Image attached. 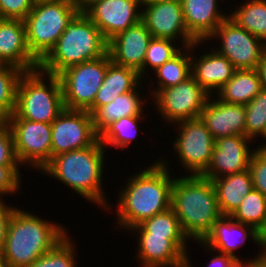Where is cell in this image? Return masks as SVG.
Instances as JSON below:
<instances>
[{"instance_id": "18", "label": "cell", "mask_w": 266, "mask_h": 267, "mask_svg": "<svg viewBox=\"0 0 266 267\" xmlns=\"http://www.w3.org/2000/svg\"><path fill=\"white\" fill-rule=\"evenodd\" d=\"M247 239L254 240V244H258V231L253 226L238 222L231 216H221L213 224L205 238L202 241H197V243L204 248L206 247L205 250L210 251L212 255L217 252L224 253L246 266L245 260L234 254V251L237 248L239 250Z\"/></svg>"}, {"instance_id": "35", "label": "cell", "mask_w": 266, "mask_h": 267, "mask_svg": "<svg viewBox=\"0 0 266 267\" xmlns=\"http://www.w3.org/2000/svg\"><path fill=\"white\" fill-rule=\"evenodd\" d=\"M176 41L166 38L152 37L149 42L143 67L138 71L142 79L145 80V74L148 75L147 67L149 66L151 72L162 66L166 61L175 56L182 47H176Z\"/></svg>"}, {"instance_id": "5", "label": "cell", "mask_w": 266, "mask_h": 267, "mask_svg": "<svg viewBox=\"0 0 266 267\" xmlns=\"http://www.w3.org/2000/svg\"><path fill=\"white\" fill-rule=\"evenodd\" d=\"M107 53L108 41L86 14L79 11L55 46L39 62V69L58 75L70 66L101 58Z\"/></svg>"}, {"instance_id": "25", "label": "cell", "mask_w": 266, "mask_h": 267, "mask_svg": "<svg viewBox=\"0 0 266 267\" xmlns=\"http://www.w3.org/2000/svg\"><path fill=\"white\" fill-rule=\"evenodd\" d=\"M140 88L144 87L140 84L135 90L117 96L112 102L99 107L92 114L93 128L98 135L112 122L122 117L143 115L145 118L143 114L145 105L140 96Z\"/></svg>"}, {"instance_id": "34", "label": "cell", "mask_w": 266, "mask_h": 267, "mask_svg": "<svg viewBox=\"0 0 266 267\" xmlns=\"http://www.w3.org/2000/svg\"><path fill=\"white\" fill-rule=\"evenodd\" d=\"M245 136L252 140L266 137V90L262 89L245 105Z\"/></svg>"}, {"instance_id": "11", "label": "cell", "mask_w": 266, "mask_h": 267, "mask_svg": "<svg viewBox=\"0 0 266 267\" xmlns=\"http://www.w3.org/2000/svg\"><path fill=\"white\" fill-rule=\"evenodd\" d=\"M212 39L220 41V47L215 50L225 56L236 70L257 69L266 51V43L262 39L248 33L229 18L215 29L207 41Z\"/></svg>"}, {"instance_id": "12", "label": "cell", "mask_w": 266, "mask_h": 267, "mask_svg": "<svg viewBox=\"0 0 266 267\" xmlns=\"http://www.w3.org/2000/svg\"><path fill=\"white\" fill-rule=\"evenodd\" d=\"M15 152L21 165L41 171L51 161V124L8 117Z\"/></svg>"}, {"instance_id": "29", "label": "cell", "mask_w": 266, "mask_h": 267, "mask_svg": "<svg viewBox=\"0 0 266 267\" xmlns=\"http://www.w3.org/2000/svg\"><path fill=\"white\" fill-rule=\"evenodd\" d=\"M228 18L266 43V0H245Z\"/></svg>"}, {"instance_id": "4", "label": "cell", "mask_w": 266, "mask_h": 267, "mask_svg": "<svg viewBox=\"0 0 266 267\" xmlns=\"http://www.w3.org/2000/svg\"><path fill=\"white\" fill-rule=\"evenodd\" d=\"M67 231L63 225L16 207L0 255L11 267H28L63 240Z\"/></svg>"}, {"instance_id": "21", "label": "cell", "mask_w": 266, "mask_h": 267, "mask_svg": "<svg viewBox=\"0 0 266 267\" xmlns=\"http://www.w3.org/2000/svg\"><path fill=\"white\" fill-rule=\"evenodd\" d=\"M207 41H196L190 46L191 52V76L210 95L216 94L233 76L236 70L232 63L215 48L211 52L195 57L194 49ZM192 50V51H191ZM193 52V53H192ZM194 54V55H193Z\"/></svg>"}, {"instance_id": "48", "label": "cell", "mask_w": 266, "mask_h": 267, "mask_svg": "<svg viewBox=\"0 0 266 267\" xmlns=\"http://www.w3.org/2000/svg\"><path fill=\"white\" fill-rule=\"evenodd\" d=\"M143 2H156V3H170V2H175V3H181L182 0H143Z\"/></svg>"}, {"instance_id": "14", "label": "cell", "mask_w": 266, "mask_h": 267, "mask_svg": "<svg viewBox=\"0 0 266 267\" xmlns=\"http://www.w3.org/2000/svg\"><path fill=\"white\" fill-rule=\"evenodd\" d=\"M143 0H102L92 3L84 13L109 41L141 21Z\"/></svg>"}, {"instance_id": "41", "label": "cell", "mask_w": 266, "mask_h": 267, "mask_svg": "<svg viewBox=\"0 0 266 267\" xmlns=\"http://www.w3.org/2000/svg\"><path fill=\"white\" fill-rule=\"evenodd\" d=\"M4 197H0V252L3 250L5 245V239L7 234V228L11 216L15 211V207L11 205H6L2 201Z\"/></svg>"}, {"instance_id": "10", "label": "cell", "mask_w": 266, "mask_h": 267, "mask_svg": "<svg viewBox=\"0 0 266 267\" xmlns=\"http://www.w3.org/2000/svg\"><path fill=\"white\" fill-rule=\"evenodd\" d=\"M174 125L178 136L173 151L178 154L179 164L182 163L188 175H203L211 163L215 139L200 118Z\"/></svg>"}, {"instance_id": "36", "label": "cell", "mask_w": 266, "mask_h": 267, "mask_svg": "<svg viewBox=\"0 0 266 267\" xmlns=\"http://www.w3.org/2000/svg\"><path fill=\"white\" fill-rule=\"evenodd\" d=\"M69 238L70 236L67 235L53 249L40 256L28 267H76V245Z\"/></svg>"}, {"instance_id": "32", "label": "cell", "mask_w": 266, "mask_h": 267, "mask_svg": "<svg viewBox=\"0 0 266 267\" xmlns=\"http://www.w3.org/2000/svg\"><path fill=\"white\" fill-rule=\"evenodd\" d=\"M231 217L259 231L266 222V197L260 191L252 189Z\"/></svg>"}, {"instance_id": "8", "label": "cell", "mask_w": 266, "mask_h": 267, "mask_svg": "<svg viewBox=\"0 0 266 267\" xmlns=\"http://www.w3.org/2000/svg\"><path fill=\"white\" fill-rule=\"evenodd\" d=\"M110 55L76 64L58 74L62 86L64 106L67 109L87 110L101 87Z\"/></svg>"}, {"instance_id": "39", "label": "cell", "mask_w": 266, "mask_h": 267, "mask_svg": "<svg viewBox=\"0 0 266 267\" xmlns=\"http://www.w3.org/2000/svg\"><path fill=\"white\" fill-rule=\"evenodd\" d=\"M19 165H0V197L14 195L21 188Z\"/></svg>"}, {"instance_id": "40", "label": "cell", "mask_w": 266, "mask_h": 267, "mask_svg": "<svg viewBox=\"0 0 266 267\" xmlns=\"http://www.w3.org/2000/svg\"><path fill=\"white\" fill-rule=\"evenodd\" d=\"M34 2L35 0H0V18L24 20Z\"/></svg>"}, {"instance_id": "38", "label": "cell", "mask_w": 266, "mask_h": 267, "mask_svg": "<svg viewBox=\"0 0 266 267\" xmlns=\"http://www.w3.org/2000/svg\"><path fill=\"white\" fill-rule=\"evenodd\" d=\"M0 165H20L18 161L14 137L6 121H0Z\"/></svg>"}, {"instance_id": "33", "label": "cell", "mask_w": 266, "mask_h": 267, "mask_svg": "<svg viewBox=\"0 0 266 267\" xmlns=\"http://www.w3.org/2000/svg\"><path fill=\"white\" fill-rule=\"evenodd\" d=\"M24 71L11 65H0V121L14 112L19 79Z\"/></svg>"}, {"instance_id": "37", "label": "cell", "mask_w": 266, "mask_h": 267, "mask_svg": "<svg viewBox=\"0 0 266 267\" xmlns=\"http://www.w3.org/2000/svg\"><path fill=\"white\" fill-rule=\"evenodd\" d=\"M249 171L252 176L253 189L266 197V150L258 147L253 151Z\"/></svg>"}, {"instance_id": "42", "label": "cell", "mask_w": 266, "mask_h": 267, "mask_svg": "<svg viewBox=\"0 0 266 267\" xmlns=\"http://www.w3.org/2000/svg\"><path fill=\"white\" fill-rule=\"evenodd\" d=\"M209 262L207 267H244V265L233 258L232 256L225 255L224 253H217Z\"/></svg>"}, {"instance_id": "19", "label": "cell", "mask_w": 266, "mask_h": 267, "mask_svg": "<svg viewBox=\"0 0 266 267\" xmlns=\"http://www.w3.org/2000/svg\"><path fill=\"white\" fill-rule=\"evenodd\" d=\"M0 65L27 72L39 68V61L27 46L24 20L0 18Z\"/></svg>"}, {"instance_id": "45", "label": "cell", "mask_w": 266, "mask_h": 267, "mask_svg": "<svg viewBox=\"0 0 266 267\" xmlns=\"http://www.w3.org/2000/svg\"><path fill=\"white\" fill-rule=\"evenodd\" d=\"M259 239H258V246H260V251L259 253L261 255L266 256V222L264 226L258 231Z\"/></svg>"}, {"instance_id": "13", "label": "cell", "mask_w": 266, "mask_h": 267, "mask_svg": "<svg viewBox=\"0 0 266 267\" xmlns=\"http://www.w3.org/2000/svg\"><path fill=\"white\" fill-rule=\"evenodd\" d=\"M99 139L87 110L65 108L51 123V159L72 150L92 146Z\"/></svg>"}, {"instance_id": "9", "label": "cell", "mask_w": 266, "mask_h": 267, "mask_svg": "<svg viewBox=\"0 0 266 267\" xmlns=\"http://www.w3.org/2000/svg\"><path fill=\"white\" fill-rule=\"evenodd\" d=\"M210 94L190 76L185 81L159 90L154 96V104L161 119L169 125L181 121L200 118Z\"/></svg>"}, {"instance_id": "24", "label": "cell", "mask_w": 266, "mask_h": 267, "mask_svg": "<svg viewBox=\"0 0 266 267\" xmlns=\"http://www.w3.org/2000/svg\"><path fill=\"white\" fill-rule=\"evenodd\" d=\"M142 80L137 70L111 62L94 103L87 111L92 115L99 107L112 102L117 96L135 90L143 84Z\"/></svg>"}, {"instance_id": "20", "label": "cell", "mask_w": 266, "mask_h": 267, "mask_svg": "<svg viewBox=\"0 0 266 267\" xmlns=\"http://www.w3.org/2000/svg\"><path fill=\"white\" fill-rule=\"evenodd\" d=\"M152 37L142 21L120 32L108 41V54L111 61L139 71L143 67Z\"/></svg>"}, {"instance_id": "26", "label": "cell", "mask_w": 266, "mask_h": 267, "mask_svg": "<svg viewBox=\"0 0 266 267\" xmlns=\"http://www.w3.org/2000/svg\"><path fill=\"white\" fill-rule=\"evenodd\" d=\"M217 195L222 216H231L244 197L253 189L252 176L248 170L211 180Z\"/></svg>"}, {"instance_id": "44", "label": "cell", "mask_w": 266, "mask_h": 267, "mask_svg": "<svg viewBox=\"0 0 266 267\" xmlns=\"http://www.w3.org/2000/svg\"><path fill=\"white\" fill-rule=\"evenodd\" d=\"M246 266L244 267H266V256L258 253L254 258L247 259Z\"/></svg>"}, {"instance_id": "30", "label": "cell", "mask_w": 266, "mask_h": 267, "mask_svg": "<svg viewBox=\"0 0 266 267\" xmlns=\"http://www.w3.org/2000/svg\"><path fill=\"white\" fill-rule=\"evenodd\" d=\"M142 119V116H127L112 122L99 134V141L105 148L113 146L123 151L138 135L137 125Z\"/></svg>"}, {"instance_id": "49", "label": "cell", "mask_w": 266, "mask_h": 267, "mask_svg": "<svg viewBox=\"0 0 266 267\" xmlns=\"http://www.w3.org/2000/svg\"><path fill=\"white\" fill-rule=\"evenodd\" d=\"M0 267H11L10 264L0 255Z\"/></svg>"}, {"instance_id": "23", "label": "cell", "mask_w": 266, "mask_h": 267, "mask_svg": "<svg viewBox=\"0 0 266 267\" xmlns=\"http://www.w3.org/2000/svg\"><path fill=\"white\" fill-rule=\"evenodd\" d=\"M218 0H182L187 31L197 40L206 41L215 29L228 18L218 9Z\"/></svg>"}, {"instance_id": "50", "label": "cell", "mask_w": 266, "mask_h": 267, "mask_svg": "<svg viewBox=\"0 0 266 267\" xmlns=\"http://www.w3.org/2000/svg\"><path fill=\"white\" fill-rule=\"evenodd\" d=\"M264 139L266 141V137ZM258 147L263 149V150H266V143H263V144L259 145Z\"/></svg>"}, {"instance_id": "47", "label": "cell", "mask_w": 266, "mask_h": 267, "mask_svg": "<svg viewBox=\"0 0 266 267\" xmlns=\"http://www.w3.org/2000/svg\"><path fill=\"white\" fill-rule=\"evenodd\" d=\"M102 0H81L80 11H85L92 3H96Z\"/></svg>"}, {"instance_id": "17", "label": "cell", "mask_w": 266, "mask_h": 267, "mask_svg": "<svg viewBox=\"0 0 266 267\" xmlns=\"http://www.w3.org/2000/svg\"><path fill=\"white\" fill-rule=\"evenodd\" d=\"M245 135L220 137L215 140L212 160L203 177L213 180L225 175L241 173L249 169L253 151Z\"/></svg>"}, {"instance_id": "1", "label": "cell", "mask_w": 266, "mask_h": 267, "mask_svg": "<svg viewBox=\"0 0 266 267\" xmlns=\"http://www.w3.org/2000/svg\"><path fill=\"white\" fill-rule=\"evenodd\" d=\"M150 164L149 168L130 176L126 187L119 192L115 213L120 229L129 230L145 219L171 208L174 178L170 175L168 161L160 157Z\"/></svg>"}, {"instance_id": "22", "label": "cell", "mask_w": 266, "mask_h": 267, "mask_svg": "<svg viewBox=\"0 0 266 267\" xmlns=\"http://www.w3.org/2000/svg\"><path fill=\"white\" fill-rule=\"evenodd\" d=\"M211 95L200 119L216 140L220 137L245 135V105L229 104Z\"/></svg>"}, {"instance_id": "15", "label": "cell", "mask_w": 266, "mask_h": 267, "mask_svg": "<svg viewBox=\"0 0 266 267\" xmlns=\"http://www.w3.org/2000/svg\"><path fill=\"white\" fill-rule=\"evenodd\" d=\"M141 21L154 38L182 40V48L197 40L187 31L181 3L143 2Z\"/></svg>"}, {"instance_id": "3", "label": "cell", "mask_w": 266, "mask_h": 267, "mask_svg": "<svg viewBox=\"0 0 266 267\" xmlns=\"http://www.w3.org/2000/svg\"><path fill=\"white\" fill-rule=\"evenodd\" d=\"M171 208L189 239L202 241L222 216L214 185L202 175L174 178Z\"/></svg>"}, {"instance_id": "6", "label": "cell", "mask_w": 266, "mask_h": 267, "mask_svg": "<svg viewBox=\"0 0 266 267\" xmlns=\"http://www.w3.org/2000/svg\"><path fill=\"white\" fill-rule=\"evenodd\" d=\"M64 109L58 75L48 74L38 68L21 75L17 85L15 109L9 117L51 124Z\"/></svg>"}, {"instance_id": "46", "label": "cell", "mask_w": 266, "mask_h": 267, "mask_svg": "<svg viewBox=\"0 0 266 267\" xmlns=\"http://www.w3.org/2000/svg\"><path fill=\"white\" fill-rule=\"evenodd\" d=\"M39 1H51V2H64L80 9L81 0H39Z\"/></svg>"}, {"instance_id": "16", "label": "cell", "mask_w": 266, "mask_h": 267, "mask_svg": "<svg viewBox=\"0 0 266 267\" xmlns=\"http://www.w3.org/2000/svg\"><path fill=\"white\" fill-rule=\"evenodd\" d=\"M136 257L141 267H191L188 237H158L138 234Z\"/></svg>"}, {"instance_id": "43", "label": "cell", "mask_w": 266, "mask_h": 267, "mask_svg": "<svg viewBox=\"0 0 266 267\" xmlns=\"http://www.w3.org/2000/svg\"><path fill=\"white\" fill-rule=\"evenodd\" d=\"M257 71L260 77L262 89L266 90V51L263 53L258 63Z\"/></svg>"}, {"instance_id": "27", "label": "cell", "mask_w": 266, "mask_h": 267, "mask_svg": "<svg viewBox=\"0 0 266 267\" xmlns=\"http://www.w3.org/2000/svg\"><path fill=\"white\" fill-rule=\"evenodd\" d=\"M262 85L257 69L235 70L232 78L217 91V98L229 104H248Z\"/></svg>"}, {"instance_id": "31", "label": "cell", "mask_w": 266, "mask_h": 267, "mask_svg": "<svg viewBox=\"0 0 266 267\" xmlns=\"http://www.w3.org/2000/svg\"><path fill=\"white\" fill-rule=\"evenodd\" d=\"M129 231L158 237H187L172 208L145 219Z\"/></svg>"}, {"instance_id": "2", "label": "cell", "mask_w": 266, "mask_h": 267, "mask_svg": "<svg viewBox=\"0 0 266 267\" xmlns=\"http://www.w3.org/2000/svg\"><path fill=\"white\" fill-rule=\"evenodd\" d=\"M106 149L99 139L83 149L72 150L52 157L51 161L40 171L52 176L64 185L74 190L87 201L100 208L112 207L105 197L103 188V168ZM110 206V207H109Z\"/></svg>"}, {"instance_id": "28", "label": "cell", "mask_w": 266, "mask_h": 267, "mask_svg": "<svg viewBox=\"0 0 266 267\" xmlns=\"http://www.w3.org/2000/svg\"><path fill=\"white\" fill-rule=\"evenodd\" d=\"M182 49L170 60L153 71L158 80L157 87H152V91H150L152 93L151 97L159 90L175 86L191 76L190 46L183 47Z\"/></svg>"}, {"instance_id": "7", "label": "cell", "mask_w": 266, "mask_h": 267, "mask_svg": "<svg viewBox=\"0 0 266 267\" xmlns=\"http://www.w3.org/2000/svg\"><path fill=\"white\" fill-rule=\"evenodd\" d=\"M79 11L78 7L64 2L35 0L24 23L28 49L39 62L55 46Z\"/></svg>"}]
</instances>
